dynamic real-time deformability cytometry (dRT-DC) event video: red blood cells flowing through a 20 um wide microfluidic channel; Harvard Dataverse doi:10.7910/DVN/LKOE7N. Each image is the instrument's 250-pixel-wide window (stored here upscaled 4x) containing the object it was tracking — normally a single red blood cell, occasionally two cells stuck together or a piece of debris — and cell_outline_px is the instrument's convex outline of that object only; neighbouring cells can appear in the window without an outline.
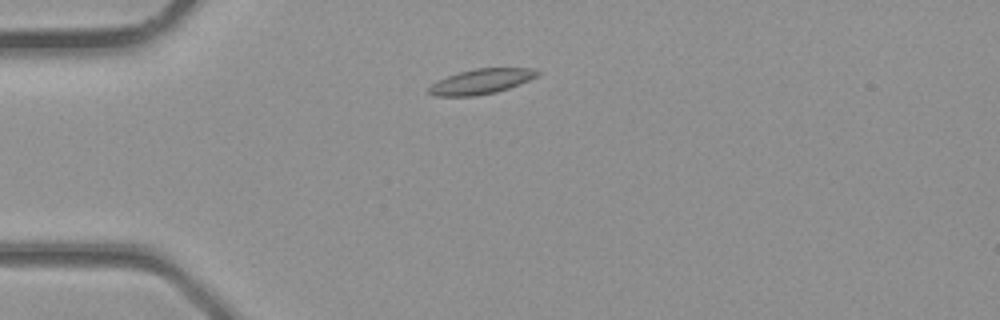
{"species": "common noctule bat (a hibernating species)", "species_latin": "Nyctalus noctula", "temperature_condition": "room temperature", "stored_images_in_passage": 3, "camera_frame_rate_fps": 3000, "um_per_image_px": 0.085, "animal": {"sex": "male", "body_mass_g": 23.1, "forearm_length_mm": 52.7}, "frame": {"image": 1, "passage_image": 2, "time_ms": 0.333, "image_size_px": [1000, 320], "cell_outline_px": [[540, 72], [536, 76], [528, 80], [508, 88], [496, 92], [476, 96], [436, 96], [428, 92], [428, 88], [432, 84], [448, 76], [460, 72], [476, 68], [532, 68]], "centroid_in_image_um": [40.89, 6.93], "position_along_channel_um": 44.1, "area_um2": 15.55}}
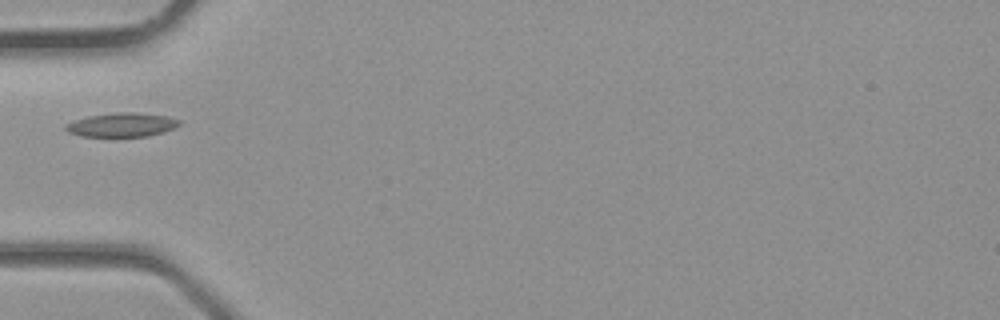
{"frame": {"image": 2, "passage_image": 3, "time_ms": 0.667, "image_size_px": [1000, 320], "cell_outline_px": [[180, 124], [172, 128], [148, 136], [80, 136], [68, 132], [64, 128], [64, 124], [88, 116], [116, 112], [136, 112], [168, 116], [180, 120]], "centroid_in_image_um": [10.32, 10.6], "position_along_channel_um": 74.7, "area_um2": 15.72}}